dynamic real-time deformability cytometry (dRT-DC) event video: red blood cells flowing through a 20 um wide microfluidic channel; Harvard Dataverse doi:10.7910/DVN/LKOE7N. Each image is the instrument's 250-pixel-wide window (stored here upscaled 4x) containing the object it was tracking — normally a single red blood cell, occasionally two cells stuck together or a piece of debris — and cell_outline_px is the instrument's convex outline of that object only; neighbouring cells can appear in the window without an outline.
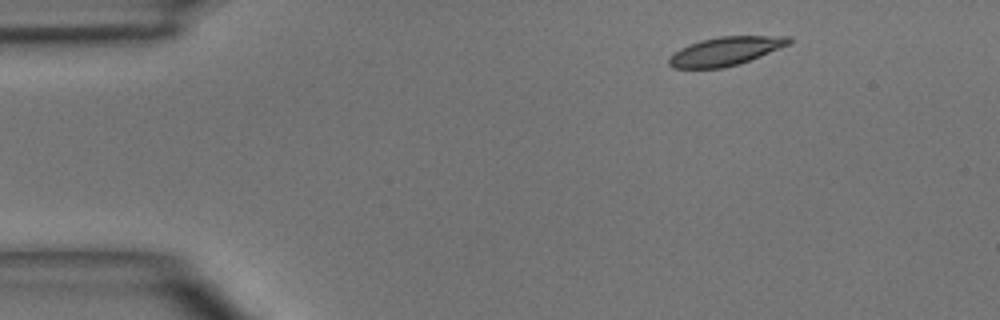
{"species": "common noctule bat (a hibernating species)", "species_latin": "Nyctalus noctula", "temperature_condition": "room temperature", "stored_images_in_passage": 3, "camera_frame_rate_fps": 3000, "um_per_image_px": 0.085, "animal": {"sex": "male", "body_mass_g": 15.6}, "frame": {"image": 1, "passage_image": 1, "time_ms": 0.0, "image_size_px": [1000, 320], "cell_outline_px": [[792, 44], [748, 60], [724, 68], [672, 68], [668, 64], [668, 56], [680, 48], [688, 44], [700, 40], [720, 36], [792, 36]], "centroid_in_image_um": [61.65, 4.34], "position_along_channel_um": 23.4, "area_um2": 20.06}}